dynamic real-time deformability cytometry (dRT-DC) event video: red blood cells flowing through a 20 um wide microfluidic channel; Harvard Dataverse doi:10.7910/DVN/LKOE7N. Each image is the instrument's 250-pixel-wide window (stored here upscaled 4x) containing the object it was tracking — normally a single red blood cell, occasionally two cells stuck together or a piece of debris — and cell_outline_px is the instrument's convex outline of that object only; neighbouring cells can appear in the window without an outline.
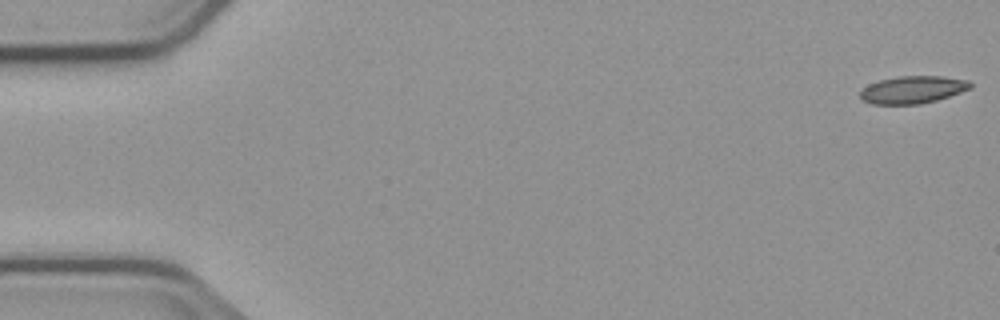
{"species": "common noctule bat (a hibernating species)", "species_latin": "Nyctalus noctula", "temperature_condition": "cold", "stored_images_in_passage": 5, "camera_frame_rate_fps": 3000, "um_per_image_px": 0.085, "animal": {"sex": "male", "body_mass_g": 23.1, "forearm_length_mm": 52.7}, "frame": {"image": 1, "passage_image": 1, "time_ms": 0.0, "image_size_px": [1000, 320], "cell_outline_px": [[972, 88], [936, 100], [920, 104], [872, 104], [864, 100], [860, 96], [860, 92], [868, 84], [880, 80], [900, 76], [944, 76], [968, 80], [972, 84]], "centroid_in_image_um": [77.6, 7.62], "position_along_channel_um": 7.4, "area_um2": 17.51}}
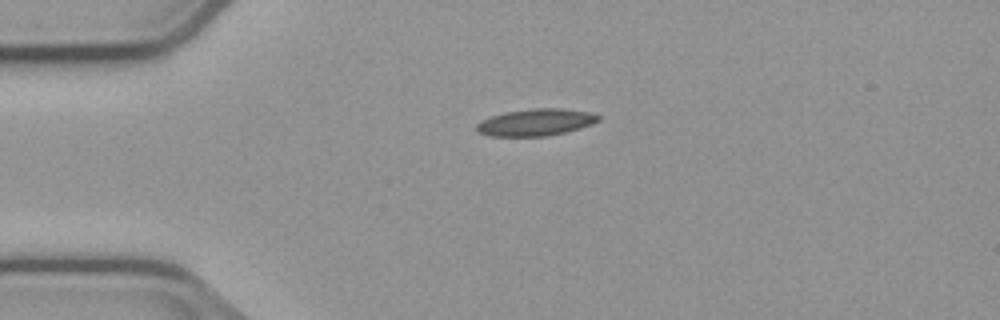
{"frame": {"image": 2, "passage_image": 4, "time_ms": 4.0, "image_size_px": [1000, 320], "cell_outline_px": [[600, 120], [592, 124], [580, 128], [548, 136], [488, 136], [480, 132], [476, 128], [476, 124], [480, 120], [504, 112], [532, 108], [560, 108], [588, 112], [600, 116]], "centroid_in_image_um": [45.52, 10.39], "position_along_channel_um": 39.5, "area_um2": 19.07}}